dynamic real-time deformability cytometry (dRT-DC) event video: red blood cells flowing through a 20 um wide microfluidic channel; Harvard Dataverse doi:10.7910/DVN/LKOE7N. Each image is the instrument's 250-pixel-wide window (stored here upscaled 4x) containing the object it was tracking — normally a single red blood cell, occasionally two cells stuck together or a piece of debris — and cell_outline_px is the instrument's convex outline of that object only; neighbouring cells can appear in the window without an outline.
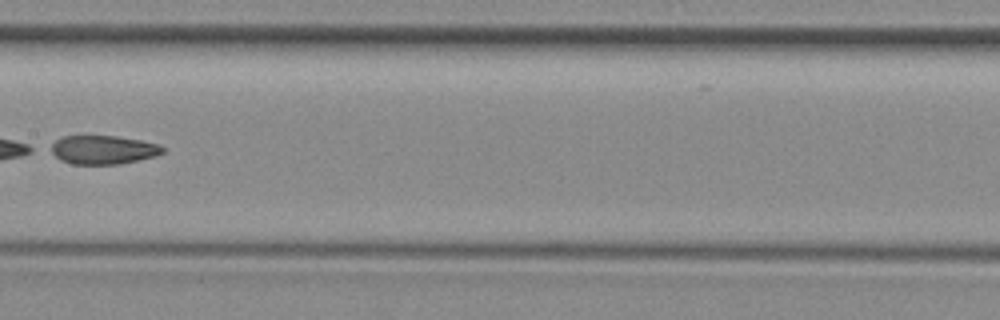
{"species": "common noctule bat (a hibernating species)", "species_latin": "Nyctalus noctula", "temperature_condition": "room temperature", "stored_images_in_passage": 5, "camera_frame_rate_fps": 3000, "um_per_image_px": 0.085, "animal": {"sex": "female", "body_mass_g": 29.2, "forearm_length_mm": 56.3}, "frame": {"image": 1, "passage_image": 5, "time_ms": 4.667, "image_size_px": [1000, 320], "cell_outline_px": [[168, 148], [164, 152], [156, 156], [120, 164], [72, 164], [60, 160], [48, 152], [44, 148], [56, 140], [64, 136], [116, 136], [140, 140], [160, 144]], "centroid_in_image_um": [8.73, 12.73], "position_along_channel_um": 198.7, "area_um2": 19.19}}